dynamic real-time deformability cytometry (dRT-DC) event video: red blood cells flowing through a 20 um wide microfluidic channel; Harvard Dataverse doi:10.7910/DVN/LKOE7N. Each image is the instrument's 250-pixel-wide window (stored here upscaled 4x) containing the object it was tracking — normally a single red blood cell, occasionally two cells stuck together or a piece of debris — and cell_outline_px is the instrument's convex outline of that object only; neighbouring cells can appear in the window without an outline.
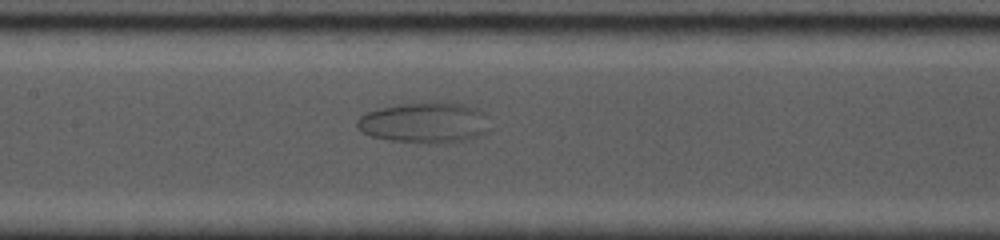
{"species": "common noctule bat (a hibernating species)", "species_latin": "Nyctalus noctula", "temperature_condition": "cold", "stored_images_in_passage": 36, "camera_frame_rate_fps": 5000, "um_per_image_px": 0.085, "animal": {"sex": "female", "body_mass_g": 19.0, "forearm_length_mm": 53.3}, "frame": {"image": 1, "passage_image": 11, "time_ms": 4.4, "image_size_px": [1000, 240], "cell_outline_px": [[488, 132], [464, 140], [444, 144], [436, 144], [388, 140], [372, 136], [360, 132], [356, 128], [356, 120], [364, 112], [380, 108], [400, 104], [464, 104], [476, 108], [480, 112], [488, 128]], "centroid_in_image_um": [35.98, 10.47], "position_along_channel_um": 171.4, "area_um2": 30.87}}
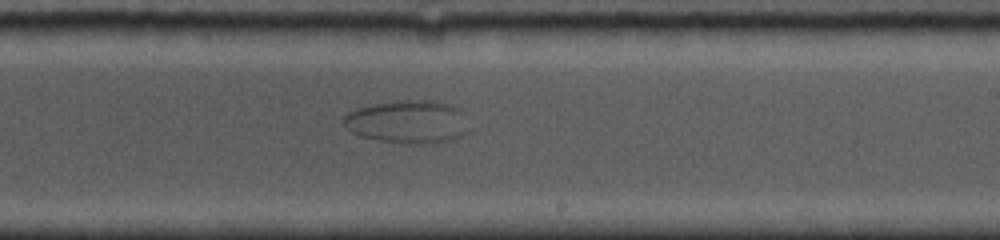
{"frame": {"image": 2, "passage_image": 16, "time_ms": 6.8, "image_size_px": [1000, 240], "cell_outline_px": [[468, 132], [464, 136], [432, 144], [408, 144], [380, 140], [360, 136], [344, 128], [344, 116], [348, 112], [356, 108], [372, 104], [400, 100], [432, 100], [452, 104], [460, 108], [464, 112]], "centroid_in_image_um": [34.69, 10.35], "position_along_channel_um": 254.3, "area_um2": 31.91}}